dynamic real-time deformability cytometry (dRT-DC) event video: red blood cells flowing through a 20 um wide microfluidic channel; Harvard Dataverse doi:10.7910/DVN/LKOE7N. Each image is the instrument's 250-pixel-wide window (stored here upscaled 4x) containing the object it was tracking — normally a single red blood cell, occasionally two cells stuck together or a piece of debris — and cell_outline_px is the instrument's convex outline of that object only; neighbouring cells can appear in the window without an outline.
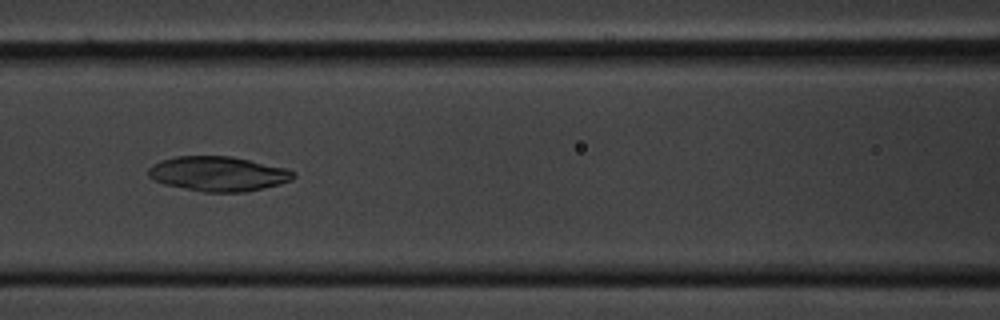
{"species": "common noctule bat (a hibernating species)", "species_latin": "Nyctalus noctula", "temperature_condition": "cold", "stored_images_in_passage": 55, "camera_frame_rate_fps": 3000, "um_per_image_px": 0.085, "animal": {"sex": "male", "body_mass_g": 20.1, "forearm_length_mm": 53.5}, "frame": {"image": 1, "passage_image": 24, "time_ms": 7.667, "image_size_px": [1000, 320], "cell_outline_px": [[296, 176], [292, 180], [280, 184], [244, 192], [204, 192], [164, 184], [148, 176], [148, 168], [152, 164], [160, 160], [176, 156], [232, 156], [284, 168], [296, 172]], "centroid_in_image_um": [18.54, 14.77], "position_along_channel_um": 148.1, "area_um2": 29.3}}
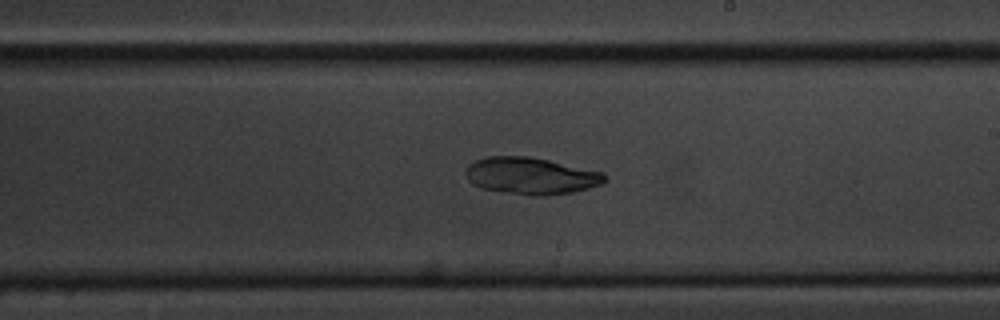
{"frame": {"image": 2, "passage_image": 32, "time_ms": 10.333, "image_size_px": [1000, 320], "cell_outline_px": [[608, 180], [600, 184], [588, 188], [572, 192], [544, 196], [532, 196], [484, 188], [472, 184], [468, 180], [464, 172], [468, 164], [476, 160], [488, 156], [528, 156], [548, 160], [604, 172]], "centroid_in_image_um": [45.13, 14.94], "position_along_channel_um": 243.9, "area_um2": 29.82}}
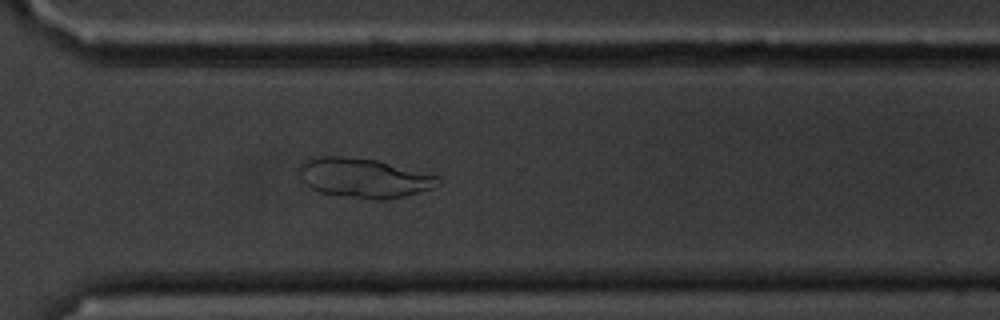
{"frame": {"image": 3, "passage_image": 40, "time_ms": 13.0, "image_size_px": [1000, 320], "cell_outline_px": [[440, 184], [432, 188], [404, 196], [384, 200], [376, 200], [320, 192], [304, 184], [296, 168], [304, 160], [320, 156], [340, 156], [376, 160], [432, 172], [440, 176]], "centroid_in_image_um": [30.97, 15.1], "position_along_channel_um": 339.6, "area_um2": 32.37}}